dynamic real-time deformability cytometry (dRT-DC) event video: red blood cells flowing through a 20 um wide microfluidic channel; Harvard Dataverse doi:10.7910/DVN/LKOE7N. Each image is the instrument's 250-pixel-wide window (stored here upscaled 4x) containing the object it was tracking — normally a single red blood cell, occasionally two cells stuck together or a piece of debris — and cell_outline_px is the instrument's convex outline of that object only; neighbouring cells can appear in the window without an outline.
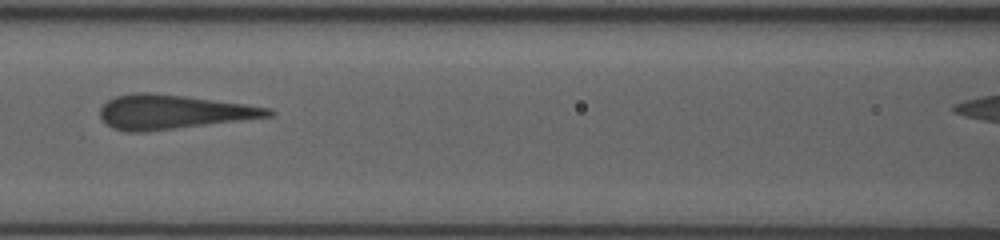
{"species": "human", "species_latin": "Homo sapiens", "temperature_condition": "room temperature", "stored_images_in_passage": 6, "camera_frame_rate_fps": 3000, "um_per_image_px": 0.085, "donor": {"sex": "female"}, "frame": {"image": 1, "passage_image": 6, "time_ms": 5.333, "image_size_px": [1000, 240], "cell_outline_px": [[276, 112], [272, 116], [144, 132], [128, 132], [112, 128], [100, 116], [100, 108], [108, 100], [116, 96], [132, 92], [152, 92], [184, 96], [244, 104], [268, 108]], "centroid_in_image_um": [14.66, 9.51], "position_along_channel_um": 151.9, "area_um2": 33.18}}